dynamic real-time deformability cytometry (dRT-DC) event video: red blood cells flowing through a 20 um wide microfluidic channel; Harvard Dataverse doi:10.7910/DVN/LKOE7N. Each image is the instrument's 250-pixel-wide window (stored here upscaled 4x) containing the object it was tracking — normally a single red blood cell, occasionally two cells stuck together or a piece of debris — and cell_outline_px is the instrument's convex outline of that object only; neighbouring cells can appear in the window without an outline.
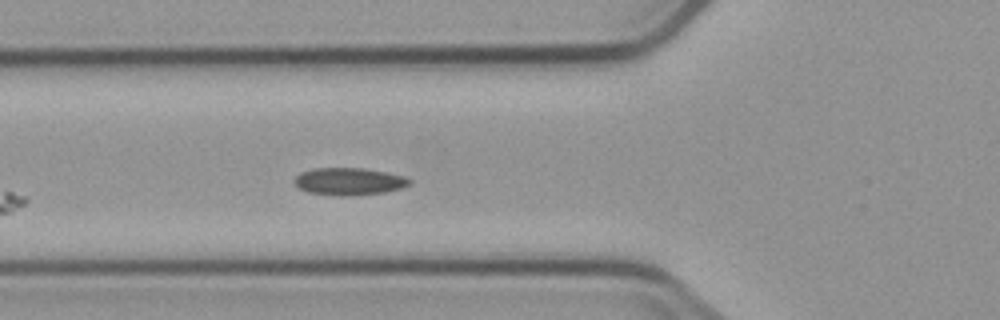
{"species": "common noctule bat (a hibernating species)", "species_latin": "Nyctalus noctula", "temperature_condition": "cold", "stored_images_in_passage": 6, "camera_frame_rate_fps": 3000, "um_per_image_px": 0.085, "animal": {"sex": "male", "body_mass_g": 23.1, "forearm_length_mm": 52.7}, "frame": {"image": 1, "passage_image": 6, "time_ms": 5.667, "image_size_px": [1000, 320], "cell_outline_px": [[412, 184], [404, 188], [384, 192], [348, 196], [340, 196], [308, 192], [300, 188], [292, 180], [300, 172], [312, 168], [364, 168], [388, 172], [404, 176], [412, 180]], "centroid_in_image_um": [29.7, 15.41], "position_along_channel_um": 96.1, "area_um2": 18.55}}